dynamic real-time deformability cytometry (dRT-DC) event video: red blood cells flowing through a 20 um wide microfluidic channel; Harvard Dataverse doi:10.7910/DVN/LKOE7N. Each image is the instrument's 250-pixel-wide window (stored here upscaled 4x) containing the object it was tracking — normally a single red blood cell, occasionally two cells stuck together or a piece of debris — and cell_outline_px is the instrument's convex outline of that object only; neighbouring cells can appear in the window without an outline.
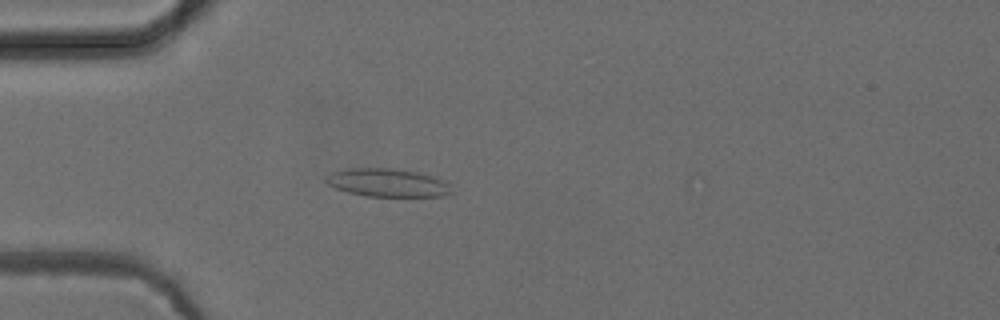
{"species": "common noctule bat (a hibernating species)", "species_latin": "Nyctalus noctula", "temperature_condition": "cold", "stored_images_in_passage": 41, "camera_frame_rate_fps": 3000, "um_per_image_px": 0.085, "animal": {"sex": "female", "body_mass_g": 24.6, "forearm_length_mm": 56.2}, "frame": {"image": 1, "passage_image": 8, "time_ms": 2.333, "image_size_px": [1000, 320], "cell_outline_px": [[452, 192], [440, 196], [368, 196], [348, 192], [336, 188], [328, 184], [324, 180], [324, 176], [332, 172], [352, 168], [392, 168], [416, 172], [432, 176], [448, 184]], "centroid_in_image_um": [32.87, 15.52], "position_along_channel_um": 52.1, "area_um2": 20.29}}
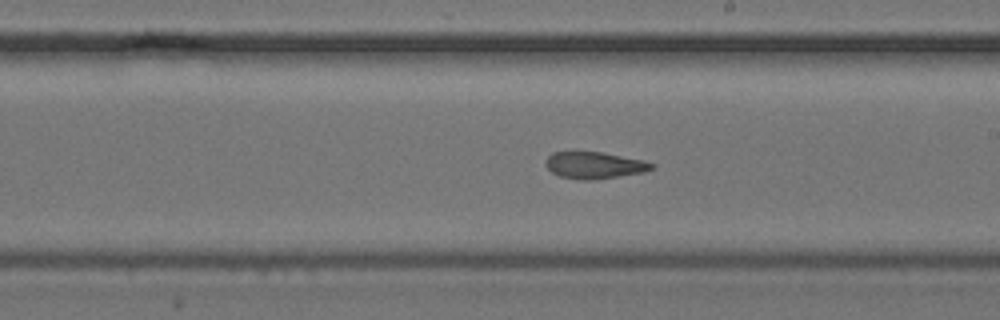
{"frame": {"image": 2, "passage_image": 23, "time_ms": 7.333, "image_size_px": [1000, 320], "cell_outline_px": [[656, 168], [644, 172], [620, 176], [592, 180], [580, 180], [560, 176], [552, 172], [548, 168], [548, 156], [552, 152], [600, 152], [644, 160], [656, 164]], "centroid_in_image_um": [50.6, 14.05], "position_along_channel_um": 238.4, "area_um2": 16.42}}
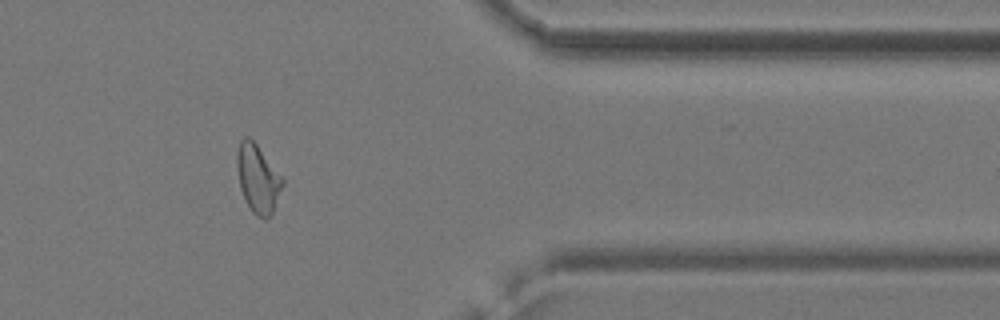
{"frame": {"image": 3, "passage_image": 36, "time_ms": 11.667, "image_size_px": [1000, 320], "cell_outline_px": [[284, 184], [272, 212], [264, 220], [256, 216], [252, 212], [240, 188], [236, 164], [236, 156], [240, 140], [244, 136], [248, 136], [256, 144], [284, 180]], "centroid_in_image_um": [21.9, 15.18], "position_along_channel_um": 389.5, "area_um2": 17.8}, "authors_computed_cell_mechanics": {"area_um2": 17.629, "velocity_mm_per_s": 3.9299, "shape_relaxation_time_tau1_ms": null, "shape_relaxation_time_tau2_ms": 3.5042, "deformation_change_tau1": null, "deformation_change_tau2": 0.1054}}